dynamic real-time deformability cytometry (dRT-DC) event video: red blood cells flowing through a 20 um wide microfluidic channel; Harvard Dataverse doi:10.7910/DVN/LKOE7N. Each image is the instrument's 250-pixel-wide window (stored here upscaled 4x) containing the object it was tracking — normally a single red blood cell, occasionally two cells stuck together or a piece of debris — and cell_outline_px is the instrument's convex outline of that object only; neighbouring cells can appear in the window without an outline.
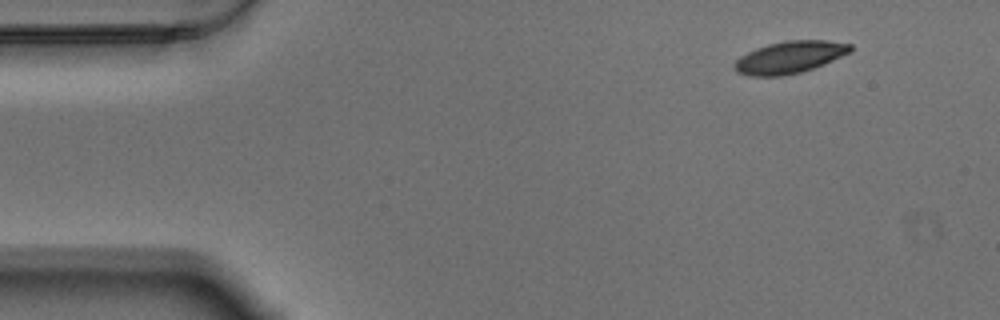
{"species": "Egyptian fruit bat (a non-hibernating species)", "species_latin": "Rousettus aegyptiacus", "temperature_condition": "warm", "stored_images_in_passage": 53, "camera_frame_rate_fps": 3000, "um_per_image_px": 0.085, "animal": {"sex": "male"}, "frame": {"image": 1, "passage_image": 1, "time_ms": 0.0, "image_size_px": [1000, 320], "cell_outline_px": [[852, 52], [824, 64], [800, 72], [780, 76], [748, 76], [736, 72], [732, 68], [732, 64], [740, 56], [756, 48], [768, 44], [784, 40], [828, 40], [852, 44]], "centroid_in_image_um": [67.1, 4.86], "position_along_channel_um": 17.9, "area_um2": 21.91}}
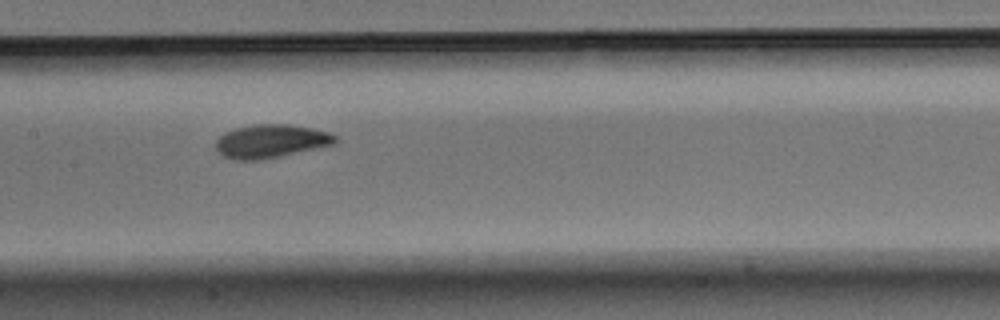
{"frame": {"image": 2, "passage_image": 23, "time_ms": 7.333, "image_size_px": [1000, 320], "cell_outline_px": [[336, 144], [280, 156], [260, 160], [232, 160], [220, 156], [216, 148], [216, 140], [224, 132], [236, 128], [252, 124], [288, 124], [312, 128], [328, 132], [336, 136]], "centroid_in_image_um": [22.99, 12.01], "position_along_channel_um": 184.4, "area_um2": 23.41}}
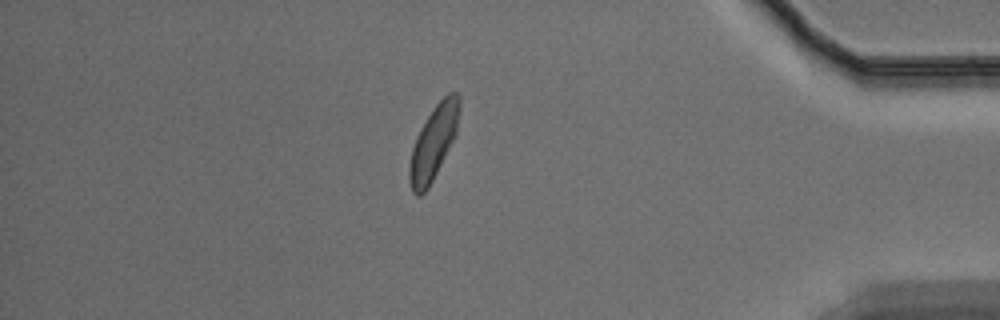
{"frame": {"image": 3, "passage_image": 45, "time_ms": 14.667, "image_size_px": [1000, 320], "cell_outline_px": [[460, 108], [456, 136], [428, 188], [420, 196], [416, 196], [412, 192], [408, 180], [408, 168], [412, 148], [416, 136], [420, 128], [432, 108], [448, 92], [456, 92], [460, 96]], "centroid_in_image_um": [36.84, 12.11], "position_along_channel_um": 398.4, "area_um2": 21.73}, "authors_computed_cell_mechanics": {"area_um2": 22.3108, "velocity_mm_per_s": 3.4453, "shape_relaxation_time_tau1_ms": 2.9893, "shape_relaxation_time_tau2_ms": 2.4686, "deformation_change_tau1": 0.1106, "deformation_change_tau2": 0.073}}